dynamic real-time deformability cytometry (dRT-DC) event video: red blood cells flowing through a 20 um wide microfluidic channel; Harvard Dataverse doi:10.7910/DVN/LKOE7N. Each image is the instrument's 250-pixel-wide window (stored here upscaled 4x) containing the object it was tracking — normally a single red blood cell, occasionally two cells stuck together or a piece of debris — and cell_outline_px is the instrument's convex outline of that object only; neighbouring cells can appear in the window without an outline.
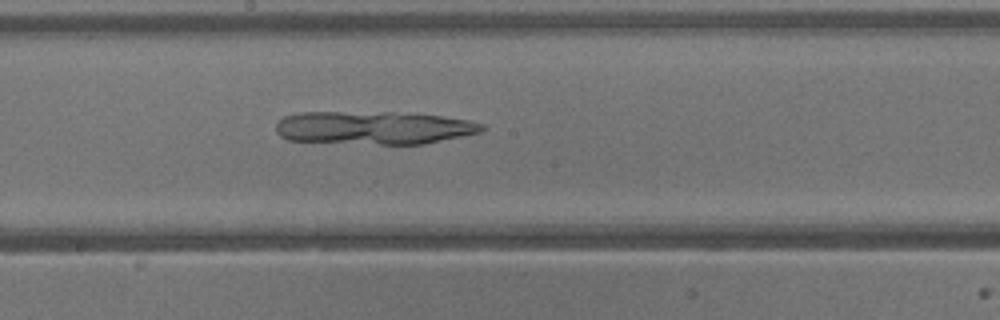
{"species": "common noctule bat (a hibernating species)", "species_latin": "Nyctalus noctula", "temperature_condition": "warm", "stored_images_in_passage": 36, "camera_frame_rate_fps": 3000, "um_per_image_px": 0.085, "animal": {"sex": "male", "body_mass_g": 13.3}, "frame": {"image": 1, "passage_image": 21, "time_ms": 6.667, "image_size_px": [1000, 320], "cell_outline_px": [[484, 128], [480, 132], [424, 144], [380, 144], [288, 140], [280, 136], [276, 132], [276, 124], [284, 116], [300, 112], [392, 112], [440, 116], [468, 120], [484, 124]], "centroid_in_image_um": [31.74, 10.85], "position_along_channel_um": 216.5, "area_um2": 39.54}}